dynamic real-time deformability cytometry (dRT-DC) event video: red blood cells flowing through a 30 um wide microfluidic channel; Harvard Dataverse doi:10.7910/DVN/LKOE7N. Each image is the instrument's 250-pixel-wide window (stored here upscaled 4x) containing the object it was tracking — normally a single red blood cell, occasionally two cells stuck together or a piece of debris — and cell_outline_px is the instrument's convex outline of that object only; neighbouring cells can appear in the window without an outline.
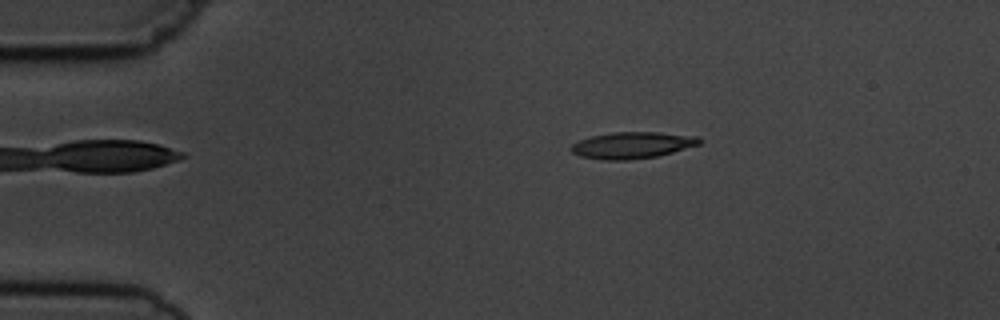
{"species": "common noctule bat (a hibernating species)", "species_latin": "Nyctalus noctula", "temperature_condition": "cold", "stored_images_in_passage": 5, "camera_frame_rate_fps": 3000, "um_per_image_px": 0.085, "animal": {"sex": "male", "body_mass_g": 19.5, "forearm_length_mm": 54.6}, "frame": {"image": 1, "passage_image": 1, "time_ms": 0.0, "image_size_px": [1000, 320], "cell_outline_px": [[700, 144], [672, 152], [656, 156], [628, 160], [604, 160], [580, 156], [572, 152], [568, 148], [572, 144], [580, 140], [592, 136], [612, 132], [660, 132], [700, 136]], "centroid_in_image_um": [53.73, 12.33], "position_along_channel_um": 31.3, "area_um2": 19.83}}
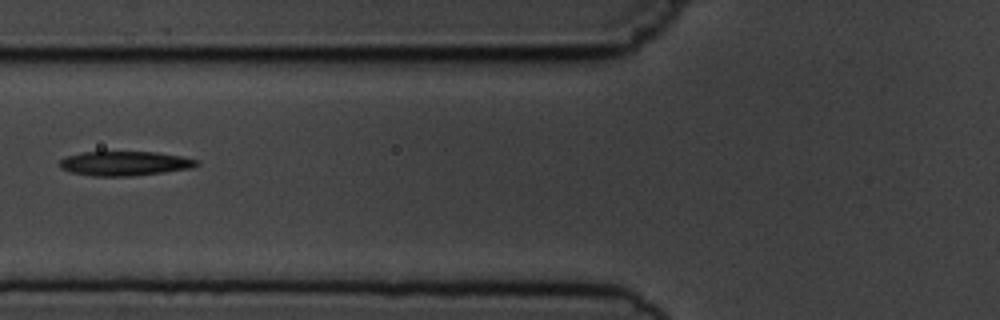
{"frame": {"image": 2, "passage_image": 4, "time_ms": 3.667, "image_size_px": [1000, 320], "cell_outline_px": [[200, 164], [192, 168], [164, 172], [132, 176], [92, 176], [72, 172], [60, 168], [60, 160], [68, 156], [84, 152], [156, 152], [180, 156], [200, 160]], "centroid_in_image_um": [10.65, 13.89], "position_along_channel_um": 115.2, "area_um2": 19.42}}
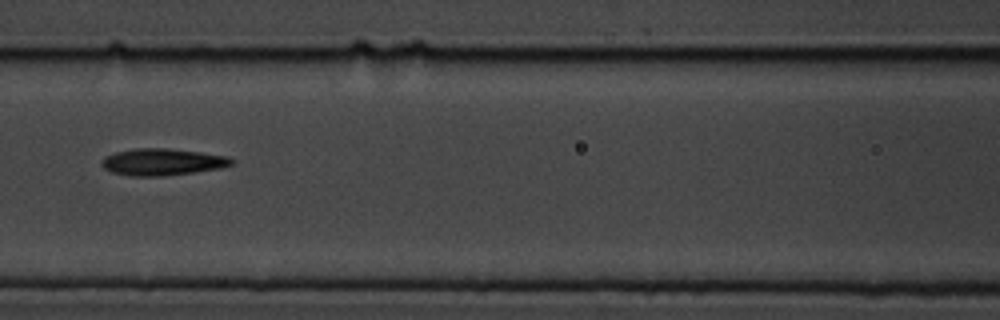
{"frame": {"image": 3, "passage_image": 5, "time_ms": 4.667, "image_size_px": [1000, 320], "cell_outline_px": [[236, 160], [232, 164], [220, 168], [192, 172], [160, 176], [128, 176], [112, 172], [104, 168], [100, 164], [104, 156], [116, 152], [136, 148], [164, 148], [200, 152], [228, 156]], "centroid_in_image_um": [13.78, 13.76], "position_along_channel_um": 152.8, "area_um2": 20.23}}